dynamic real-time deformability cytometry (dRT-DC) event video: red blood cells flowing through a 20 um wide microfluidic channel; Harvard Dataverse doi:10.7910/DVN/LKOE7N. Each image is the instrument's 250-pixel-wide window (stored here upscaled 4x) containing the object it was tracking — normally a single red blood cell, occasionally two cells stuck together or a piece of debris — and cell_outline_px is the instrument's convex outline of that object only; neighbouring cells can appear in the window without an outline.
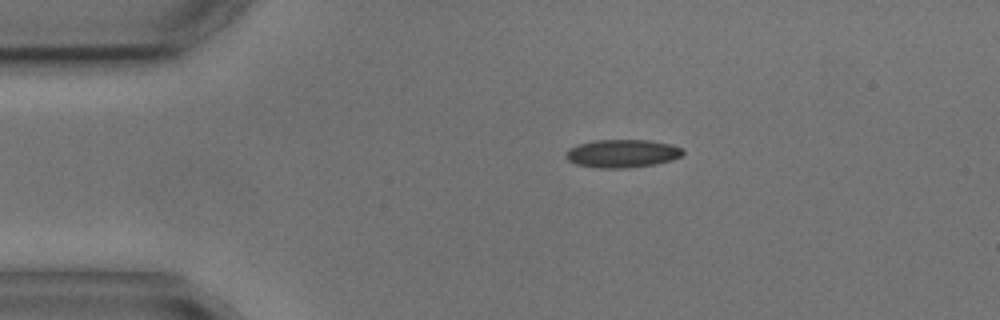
{"species": "common noctule bat (a hibernating species)", "species_latin": "Nyctalus noctula", "temperature_condition": "cold", "stored_images_in_passage": 6, "camera_frame_rate_fps": 3000, "um_per_image_px": 0.085, "animal": {"sex": "male", "body_mass_g": 17.9, "forearm_length_mm": 54.2}, "frame": {"image": 1, "passage_image": 1, "time_ms": 0.0, "image_size_px": [1000, 320], "cell_outline_px": [[684, 152], [680, 156], [672, 160], [656, 164], [628, 168], [596, 168], [576, 164], [568, 160], [564, 156], [568, 148], [580, 144], [596, 140], [648, 140], [672, 144], [684, 148]], "centroid_in_image_um": [52.9, 13.05], "position_along_channel_um": 32.1, "area_um2": 19.31}}
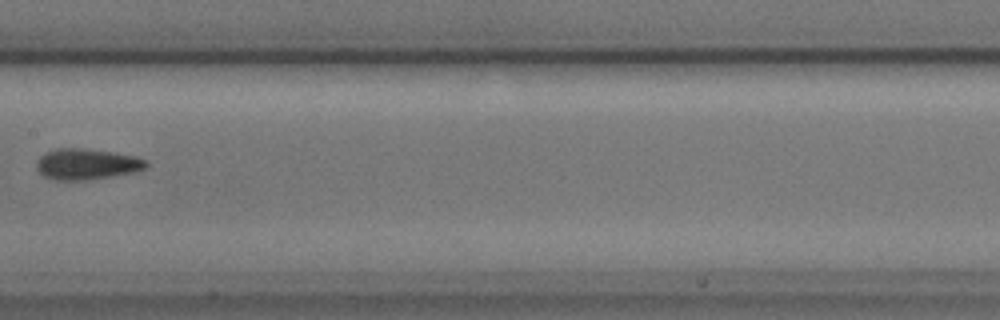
{"frame": {"image": 2, "passage_image": 5, "time_ms": 5.667, "image_size_px": [1000, 320], "cell_outline_px": [[148, 164], [144, 168], [136, 172], [112, 176], [80, 180], [56, 180], [44, 176], [36, 168], [36, 160], [44, 152], [56, 148], [84, 148], [116, 152], [136, 156], [148, 160]], "centroid_in_image_um": [7.37, 13.93], "position_along_channel_um": 200.0, "area_um2": 19.94}}
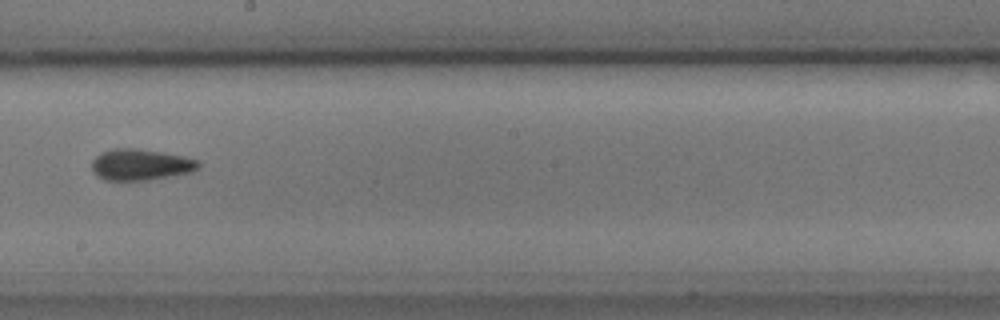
{"frame": {"image": 3, "passage_image": 6, "time_ms": 6.667, "image_size_px": [1000, 320], "cell_outline_px": [[200, 168], [192, 172], [148, 180], [104, 180], [96, 176], [92, 172], [92, 160], [100, 152], [116, 148], [132, 148], [160, 152], [184, 156], [200, 160]], "centroid_in_image_um": [11.95, 14.0], "position_along_channel_um": 236.2, "area_um2": 19.54}}